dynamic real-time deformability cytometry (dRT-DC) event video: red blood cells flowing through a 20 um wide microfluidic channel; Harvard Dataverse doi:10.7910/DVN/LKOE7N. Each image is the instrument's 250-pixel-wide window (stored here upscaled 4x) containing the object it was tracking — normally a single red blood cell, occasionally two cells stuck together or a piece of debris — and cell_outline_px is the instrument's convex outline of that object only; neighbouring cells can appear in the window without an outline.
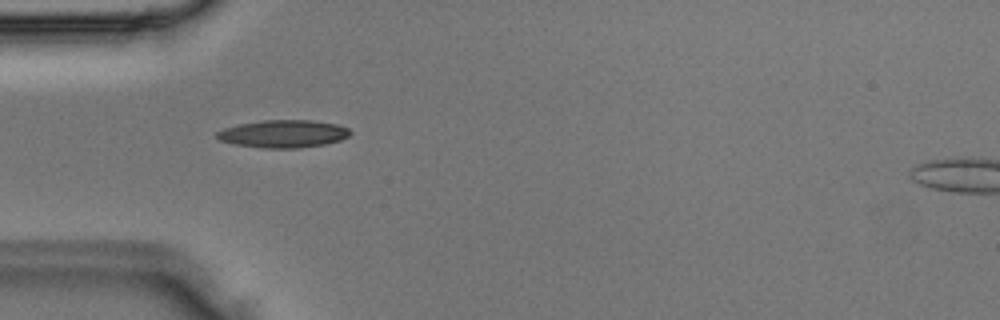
{"species": "Egyptian fruit bat (a non-hibernating species)", "species_latin": "Rousettus aegyptiacus", "temperature_condition": "room temperature", "stored_images_in_passage": 4, "camera_frame_rate_fps": 3000, "um_per_image_px": 0.085, "animal": {"sex": "male"}, "frame": {"image": 1, "passage_image": 4, "time_ms": 1.0, "image_size_px": [1000, 320], "cell_outline_px": [[352, 132], [348, 136], [340, 140], [324, 144], [300, 148], [264, 148], [232, 144], [216, 140], [216, 132], [224, 128], [240, 124], [264, 120], [312, 120], [336, 124], [348, 128]], "centroid_in_image_um": [24.05, 11.38], "position_along_channel_um": 61.0, "area_um2": 21.56}}